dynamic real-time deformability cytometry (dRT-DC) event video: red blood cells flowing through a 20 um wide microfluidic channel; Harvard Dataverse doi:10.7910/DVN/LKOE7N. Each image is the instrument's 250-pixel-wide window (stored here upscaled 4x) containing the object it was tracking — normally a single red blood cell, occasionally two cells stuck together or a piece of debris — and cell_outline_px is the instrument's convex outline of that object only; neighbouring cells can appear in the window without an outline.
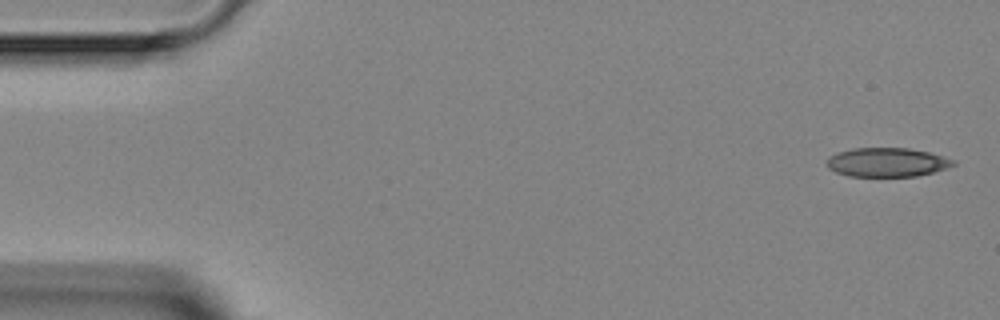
{"species": "Egyptian fruit bat (a non-hibernating species)", "species_latin": "Rousettus aegyptiacus", "temperature_condition": "room temperature", "stored_images_in_passage": 4, "segment_of_instrument_passage": [2, 2], "camera_frame_rate_fps": 3000, "um_per_image_px": 0.085, "animal": {"sex": "female"}, "frame": {"image": 1, "passage_image": 4, "time_ms": 4.333, "image_size_px": [1000, 320], "cell_outline_px": [[956, 164], [948, 168], [916, 176], [848, 176], [836, 172], [828, 168], [824, 164], [828, 156], [836, 152], [852, 148], [908, 148], [928, 152], [944, 156], [956, 160]], "centroid_in_image_um": [75.37, 13.79], "position_along_channel_um": 9.6, "area_um2": 21.62}}